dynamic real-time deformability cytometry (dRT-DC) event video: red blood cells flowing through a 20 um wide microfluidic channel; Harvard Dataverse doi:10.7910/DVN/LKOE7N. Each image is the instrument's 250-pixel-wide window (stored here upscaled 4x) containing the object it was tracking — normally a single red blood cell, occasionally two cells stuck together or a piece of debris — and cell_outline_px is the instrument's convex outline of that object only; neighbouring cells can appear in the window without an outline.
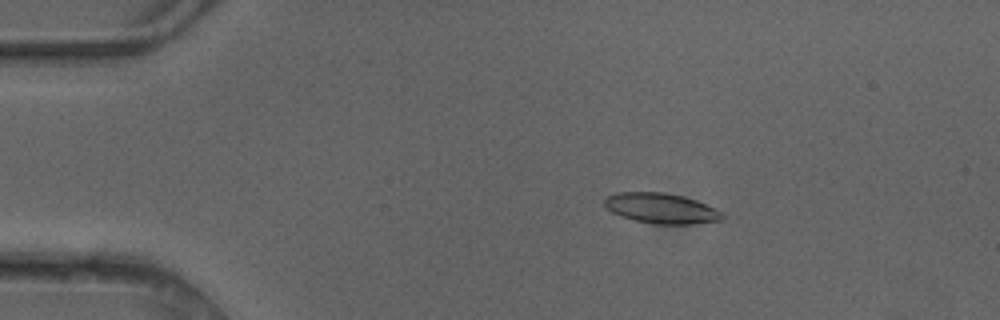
{"species": "common noctule bat (a hibernating species)", "species_latin": "Nyctalus noctula", "temperature_condition": "cold", "stored_images_in_passage": 6, "camera_frame_rate_fps": 3000, "um_per_image_px": 0.085, "animal": {"sex": "female"}, "frame": {"image": 1, "passage_image": 3, "time_ms": 0.667, "image_size_px": [1000, 320], "cell_outline_px": [[724, 220], [692, 224], [660, 224], [636, 220], [620, 216], [612, 212], [604, 204], [604, 200], [608, 196], [616, 192], [664, 192], [684, 196], [696, 200], [716, 208], [724, 212]], "centroid_in_image_um": [56.26, 17.7], "position_along_channel_um": 28.7, "area_um2": 20.87}}
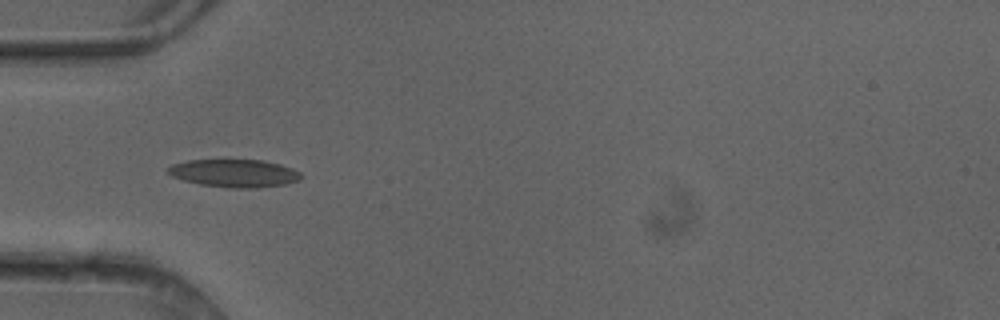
{"frame": {"image": 2, "passage_image": 5, "time_ms": 1.333, "image_size_px": [1000, 320], "cell_outline_px": [[304, 176], [300, 180], [284, 184], [256, 188], [228, 188], [200, 184], [184, 180], [172, 176], [168, 172], [168, 168], [172, 164], [188, 160], [224, 156], [260, 160], [280, 164], [292, 168], [300, 172]], "centroid_in_image_um": [19.91, 14.67], "position_along_channel_um": 65.1, "area_um2": 22.6}}
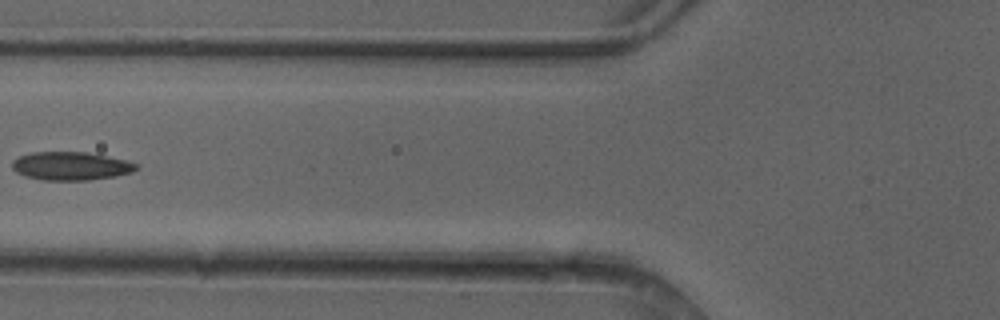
{"frame": {"image": 3, "passage_image": 6, "time_ms": 1.667, "image_size_px": [1000, 320], "cell_outline_px": [[140, 168], [132, 172], [116, 176], [88, 180], [40, 180], [24, 176], [16, 172], [12, 168], [12, 160], [20, 156], [32, 152], [84, 152], [128, 160], [140, 164]], "centroid_in_image_um": [6.05, 14.11], "position_along_channel_um": 119.8, "area_um2": 20.69}}